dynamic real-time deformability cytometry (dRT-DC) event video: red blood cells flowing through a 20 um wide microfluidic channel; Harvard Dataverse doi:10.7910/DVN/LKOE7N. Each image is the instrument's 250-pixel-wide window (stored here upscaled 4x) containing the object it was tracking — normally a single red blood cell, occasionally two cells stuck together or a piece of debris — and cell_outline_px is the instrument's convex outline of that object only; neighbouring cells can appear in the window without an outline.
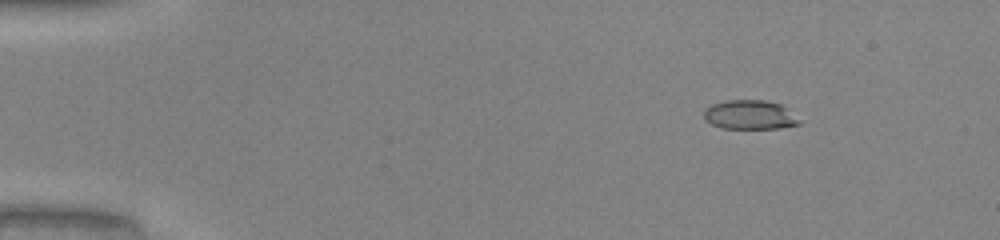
{"species": "common noctule bat (a hibernating species)", "species_latin": "Nyctalus noctula", "temperature_condition": "warm", "stored_images_in_passage": 52, "camera_frame_rate_fps": 3000, "um_per_image_px": 0.085, "animal": {"sex": "male", "body_mass_g": 20.0, "forearm_length_mm": 53.3}, "frame": {"image": 1, "passage_image": 8, "time_ms": 2.333, "image_size_px": [1000, 240], "cell_outline_px": [[800, 124], [776, 128], [720, 128], [704, 120], [704, 108], [712, 104], [724, 100], [764, 100], [780, 104], [800, 120]], "centroid_in_image_um": [63.67, 9.75], "position_along_channel_um": 21.3, "area_um2": 16.13}}
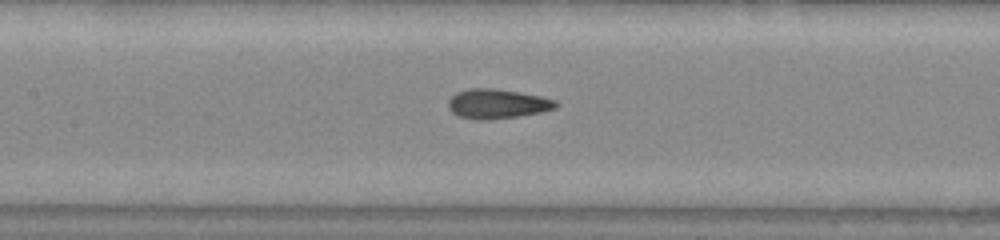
{"frame": {"image": 2, "passage_image": 26, "time_ms": 8.333, "image_size_px": [1000, 240], "cell_outline_px": [[560, 104], [556, 108], [540, 112], [516, 116], [488, 120], [476, 120], [460, 116], [452, 112], [448, 108], [448, 100], [456, 92], [468, 88], [492, 88], [540, 96], [556, 100]], "centroid_in_image_um": [42.25, 8.82], "position_along_channel_um": 165.2, "area_um2": 18.44}}
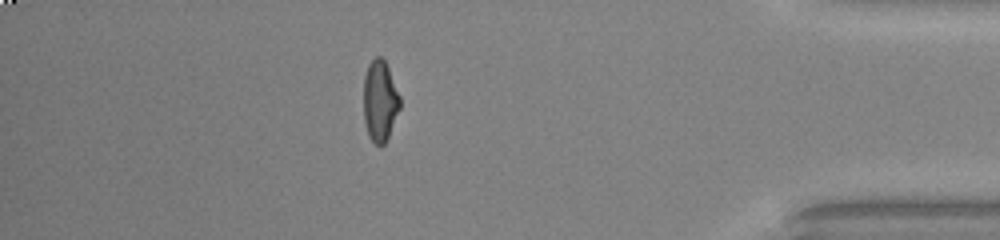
{"frame": {"image": 3, "passage_image": 46, "time_ms": 15.0, "image_size_px": [1000, 240], "cell_outline_px": [[400, 108], [388, 136], [384, 144], [380, 148], [368, 136], [364, 120], [364, 76], [368, 64], [376, 56], [380, 56], [384, 60], [388, 68], [400, 96]], "centroid_in_image_um": [32.29, 8.59], "position_along_channel_um": 402.9, "area_um2": 17.11}, "authors_computed_cell_mechanics": {"area_um2": 17.5134, "velocity_mm_per_s": 4.1251, "shape_relaxation_time_tau1_ms": 7.3078, "shape_relaxation_time_tau2_ms": 1.1516, "deformation_change_tau1": 0.2238, "deformation_change_tau2": 0.0755}}